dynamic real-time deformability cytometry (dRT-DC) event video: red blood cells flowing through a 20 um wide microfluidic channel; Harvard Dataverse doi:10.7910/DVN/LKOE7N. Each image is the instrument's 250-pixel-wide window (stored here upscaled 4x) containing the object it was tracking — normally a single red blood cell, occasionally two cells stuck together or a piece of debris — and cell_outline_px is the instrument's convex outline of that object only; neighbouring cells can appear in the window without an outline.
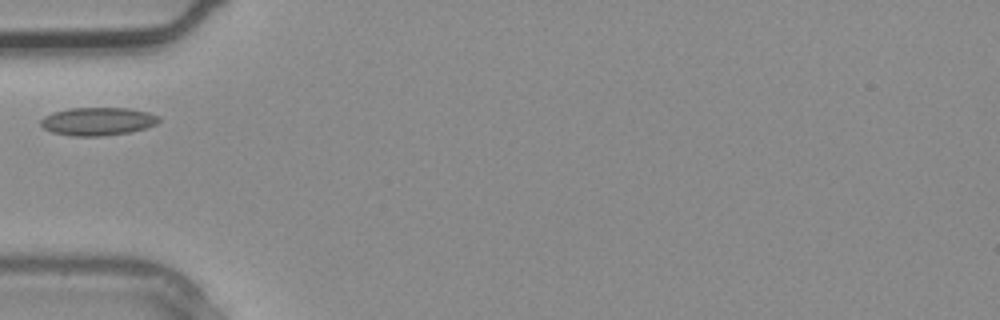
{"species": "common noctule bat (a hibernating species)", "species_latin": "Nyctalus noctula", "temperature_condition": "warm", "stored_images_in_passage": 1, "camera_frame_rate_fps": 3000, "um_per_image_px": 0.085, "animal": {"sex": "male", "body_mass_g": 20.4}, "frame": {"image": 1, "passage_image": 1, "time_ms": 0.0, "image_size_px": [1000, 320], "cell_outline_px": [[160, 120], [156, 124], [144, 128], [128, 132], [104, 136], [72, 136], [52, 132], [44, 128], [40, 124], [40, 120], [44, 116], [52, 112], [68, 108], [128, 108], [148, 112], [160, 116]], "centroid_in_image_um": [8.29, 10.31], "position_along_channel_um": 76.7, "area_um2": 19.36}}